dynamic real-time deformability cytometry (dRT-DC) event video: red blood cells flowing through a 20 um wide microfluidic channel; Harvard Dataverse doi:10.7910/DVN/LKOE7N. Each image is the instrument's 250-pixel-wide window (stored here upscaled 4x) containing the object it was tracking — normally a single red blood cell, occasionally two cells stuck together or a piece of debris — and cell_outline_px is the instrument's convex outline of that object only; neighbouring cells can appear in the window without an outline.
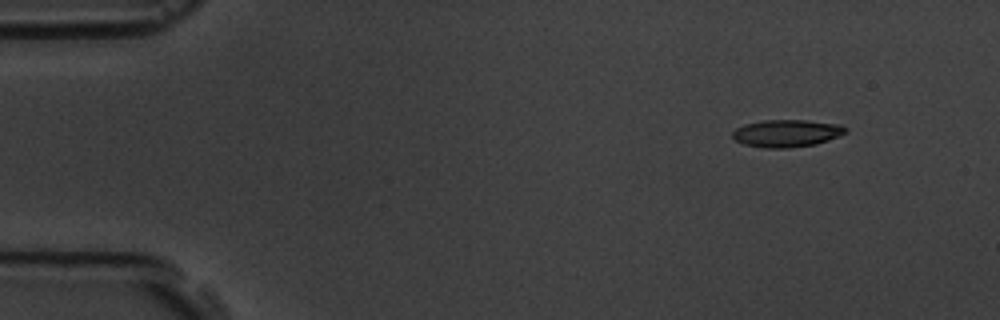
{"species": "common noctule bat (a hibernating species)", "species_latin": "Nyctalus noctula", "temperature_condition": "room temperature", "stored_images_in_passage": 4, "camera_frame_rate_fps": 3000, "um_per_image_px": 0.085, "animal": {"sex": "male", "body_mass_g": 19.5, "forearm_length_mm": 54.6}, "frame": {"image": 1, "passage_image": 1, "time_ms": 0.0, "image_size_px": [1000, 320], "cell_outline_px": [[848, 132], [840, 136], [816, 144], [788, 148], [768, 148], [744, 144], [736, 140], [732, 136], [732, 132], [736, 128], [744, 124], [764, 120], [804, 120], [840, 124], [848, 128]], "centroid_in_image_um": [66.9, 11.32], "position_along_channel_um": 18.1, "area_um2": 18.09}}
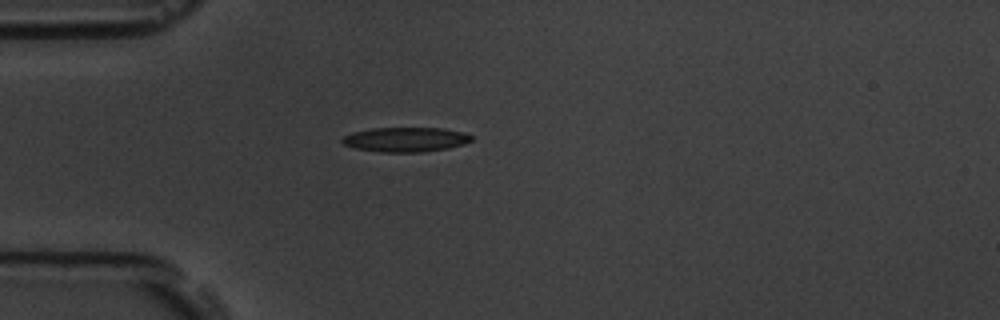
{"frame": {"image": 2, "passage_image": 4, "time_ms": 3.333, "image_size_px": [1000, 320], "cell_outline_px": [[472, 140], [464, 144], [448, 148], [420, 152], [380, 152], [352, 148], [344, 144], [340, 140], [344, 136], [352, 132], [372, 128], [444, 128], [464, 132], [472, 136]], "centroid_in_image_um": [34.46, 11.86], "position_along_channel_um": 50.5, "area_um2": 18.61}}